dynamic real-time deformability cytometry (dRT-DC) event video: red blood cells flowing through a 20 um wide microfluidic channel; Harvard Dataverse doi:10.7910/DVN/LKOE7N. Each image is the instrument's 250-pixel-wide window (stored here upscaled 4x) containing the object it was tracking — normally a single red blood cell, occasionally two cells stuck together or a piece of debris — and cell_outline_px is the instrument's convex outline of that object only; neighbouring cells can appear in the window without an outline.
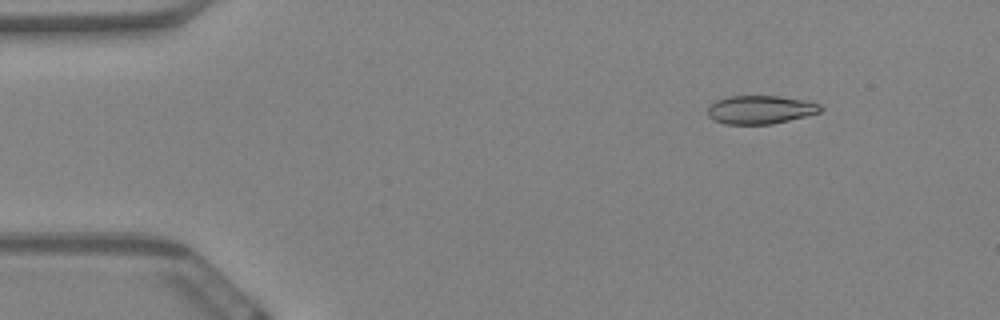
{"species": "Egyptian fruit bat (a non-hibernating species)", "species_latin": "Rousettus aegyptiacus", "temperature_condition": "warm", "stored_images_in_passage": 53, "camera_frame_rate_fps": 3000, "um_per_image_px": 0.085, "animal": {"sex": "female"}, "frame": {"image": 1, "passage_image": 1, "time_ms": 0.0, "image_size_px": [1000, 320], "cell_outline_px": [[824, 108], [820, 112], [772, 124], [724, 124], [712, 120], [708, 116], [708, 108], [716, 100], [728, 96], [780, 96], [808, 100], [820, 104]], "centroid_in_image_um": [64.64, 9.32], "position_along_channel_um": 20.4, "area_um2": 18.79}}
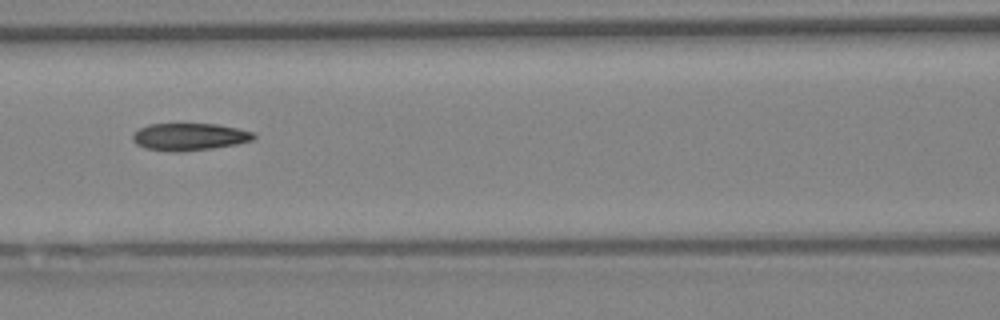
{"frame": {"image": 2, "passage_image": 20, "time_ms": 6.333, "image_size_px": [1000, 320], "cell_outline_px": [[256, 136], [252, 140], [236, 144], [212, 148], [180, 152], [176, 152], [144, 148], [136, 144], [132, 140], [132, 136], [140, 128], [148, 124], [216, 124], [236, 128], [252, 132]], "centroid_in_image_um": [16.07, 11.63], "position_along_channel_um": 150.5, "area_um2": 19.07}}
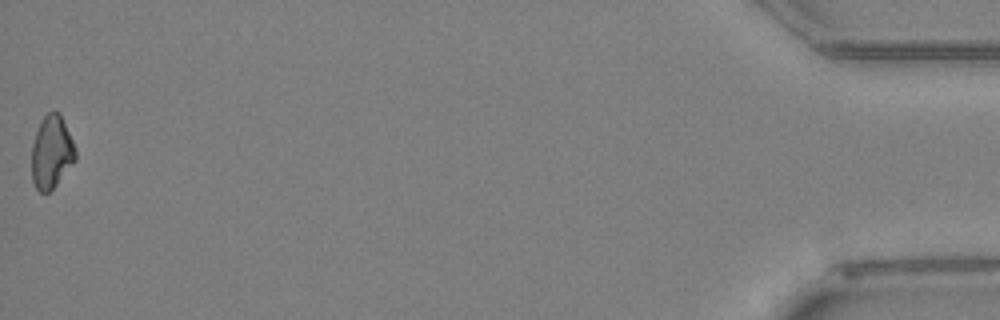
{"frame": {"image": 3, "passage_image": 53, "time_ms": 17.333, "image_size_px": [1000, 320], "cell_outline_px": [[76, 160], [56, 184], [48, 192], [40, 192], [36, 188], [32, 180], [32, 144], [40, 120], [48, 112], [60, 112], [76, 148]], "centroid_in_image_um": [4.38, 12.91], "position_along_channel_um": 430.8, "area_um2": 18.55}, "authors_computed_cell_mechanics": {"area_um2": 19.3052, "velocity_mm_per_s": 3.4572, "shape_relaxation_time_tau1_ms": null, "shape_relaxation_time_tau2_ms": 5.1657, "deformation_change_tau1": null, "deformation_change_tau2": 0.1107}}